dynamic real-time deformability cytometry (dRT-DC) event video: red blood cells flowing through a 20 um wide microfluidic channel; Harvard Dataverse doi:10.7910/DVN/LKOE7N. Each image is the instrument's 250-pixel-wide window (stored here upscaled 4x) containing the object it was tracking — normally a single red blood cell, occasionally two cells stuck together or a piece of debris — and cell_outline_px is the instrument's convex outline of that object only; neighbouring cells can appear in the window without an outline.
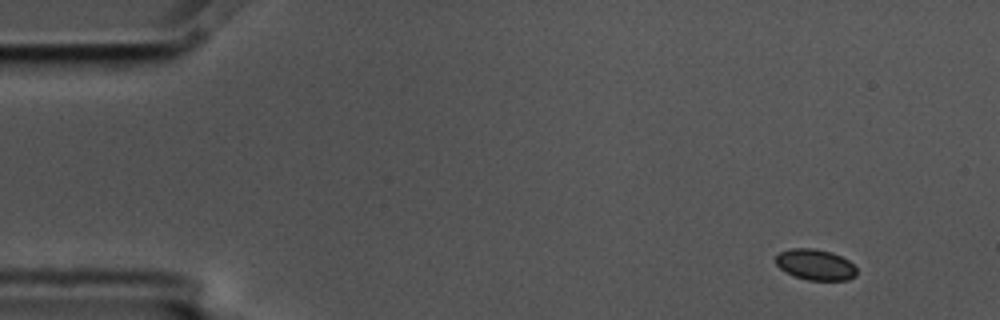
{"species": "common noctule bat (a hibernating species)", "species_latin": "Nyctalus noctula", "temperature_condition": "cold", "stored_images_in_passage": 5, "segment_of_instrument_passage": [1, 2], "camera_frame_rate_fps": 3000, "um_per_image_px": 0.085, "animal": {"sex": "male", "body_mass_g": 17.5, "forearm_length_mm": 52.3}, "frame": {"image": 1, "passage_image": 1, "time_ms": 0.0, "image_size_px": [1000, 320], "cell_outline_px": [[856, 276], [848, 280], [808, 280], [796, 276], [780, 268], [776, 264], [776, 256], [780, 252], [792, 248], [812, 248], [832, 252], [848, 260], [856, 268]], "centroid_in_image_um": [69.32, 22.49], "position_along_channel_um": 15.7, "area_um2": 14.39}}
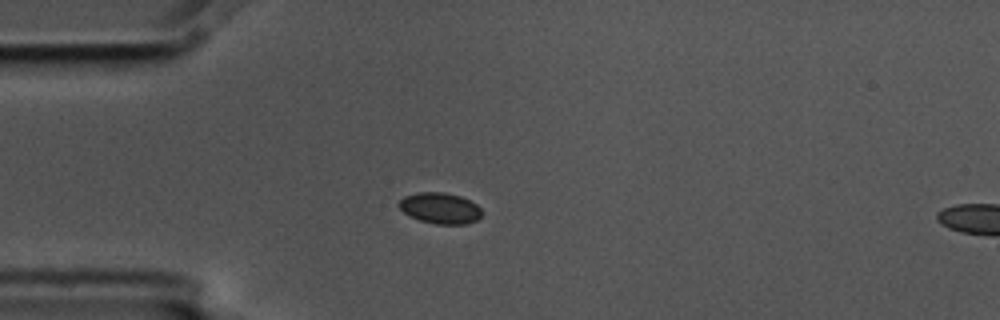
{"frame": {"image": 2, "passage_image": 4, "time_ms": 1.0, "image_size_px": [1000, 320], "cell_outline_px": [[480, 216], [476, 220], [468, 224], [436, 224], [420, 220], [408, 216], [396, 204], [404, 196], [416, 192], [444, 192], [460, 196], [476, 204], [480, 208]], "centroid_in_image_um": [37.36, 17.69], "position_along_channel_um": 47.6, "area_um2": 14.97}}